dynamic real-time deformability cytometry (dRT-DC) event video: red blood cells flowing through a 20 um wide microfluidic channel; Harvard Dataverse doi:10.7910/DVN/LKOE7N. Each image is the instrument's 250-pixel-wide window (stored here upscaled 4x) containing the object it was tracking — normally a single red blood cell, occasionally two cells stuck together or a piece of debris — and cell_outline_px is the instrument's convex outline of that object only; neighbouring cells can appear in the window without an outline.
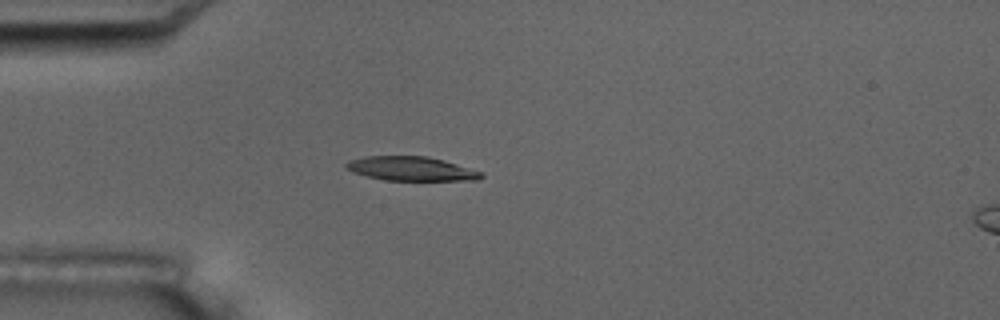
{"species": "common noctule bat (a hibernating species)", "species_latin": "Nyctalus noctula", "temperature_condition": "room temperature", "stored_images_in_passage": 7, "camera_frame_rate_fps": 3000, "um_per_image_px": 0.085, "animal": {"sex": "male", "body_mass_g": 17.5, "forearm_length_mm": 52.3}, "frame": {"image": 1, "passage_image": 5, "time_ms": 4.667, "image_size_px": [1000, 320], "cell_outline_px": [[484, 176], [476, 180], [384, 180], [352, 172], [344, 168], [344, 164], [348, 160], [364, 156], [428, 156], [444, 160], [484, 172]], "centroid_in_image_um": [34.93, 14.33], "position_along_channel_um": 50.1, "area_um2": 19.13}}